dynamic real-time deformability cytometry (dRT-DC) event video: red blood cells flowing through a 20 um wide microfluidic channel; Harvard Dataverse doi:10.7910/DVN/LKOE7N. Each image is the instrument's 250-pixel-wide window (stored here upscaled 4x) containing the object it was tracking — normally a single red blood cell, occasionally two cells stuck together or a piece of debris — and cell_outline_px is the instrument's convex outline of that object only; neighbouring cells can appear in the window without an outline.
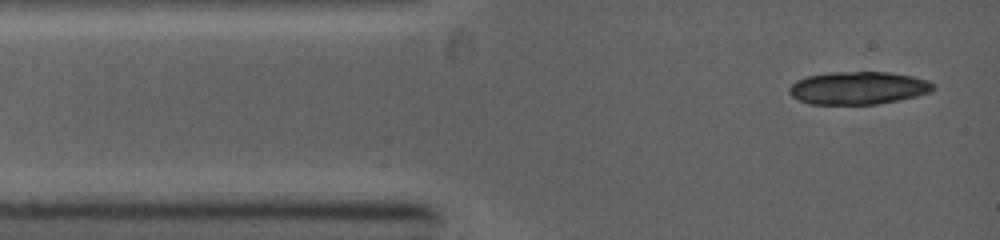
{"species": "common noctule bat (a hibernating species)", "species_latin": "Nyctalus noctula", "temperature_condition": "warm", "stored_images_in_passage": 4, "camera_frame_rate_fps": 5000, "um_per_image_px": 0.085, "animal": {"sex": "female", "body_mass_g": 19.0, "forearm_length_mm": 53.3}, "frame": {"image": 1, "passage_image": 1, "time_ms": 0.0, "image_size_px": [1000, 240], "cell_outline_px": [[936, 88], [932, 92], [916, 96], [876, 104], [812, 104], [800, 100], [792, 96], [788, 92], [788, 88], [796, 80], [808, 76], [828, 72], [888, 72], [912, 76], [928, 80], [936, 84]], "centroid_in_image_um": [72.97, 7.47], "position_along_channel_um": 12.0, "area_um2": 27.57}}